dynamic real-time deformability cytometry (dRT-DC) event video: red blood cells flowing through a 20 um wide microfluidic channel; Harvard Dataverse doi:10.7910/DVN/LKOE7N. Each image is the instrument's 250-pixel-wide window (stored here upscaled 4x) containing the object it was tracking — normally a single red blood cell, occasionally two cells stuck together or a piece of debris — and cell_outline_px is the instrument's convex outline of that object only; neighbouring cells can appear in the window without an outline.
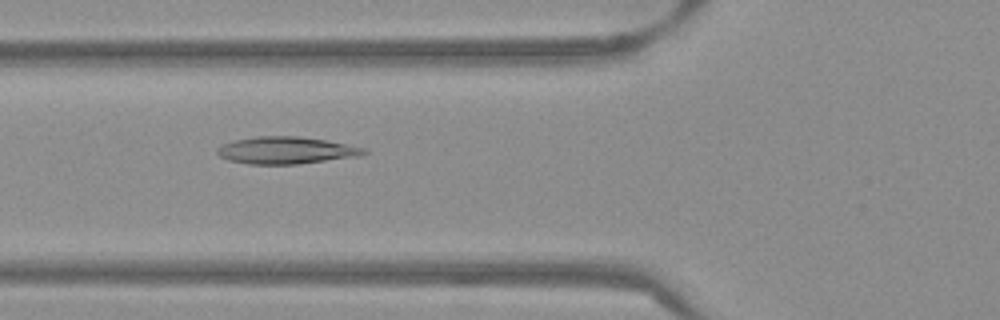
{"species": "Egyptian fruit bat (a non-hibernating species)", "species_latin": "Rousettus aegyptiacus", "temperature_condition": "warm", "stored_images_in_passage": 41, "camera_frame_rate_fps": 3000, "um_per_image_px": 0.085, "frame": {"image": 1, "passage_image": 8, "time_ms": 2.333, "image_size_px": [1000, 320], "cell_outline_px": [[368, 152], [360, 156], [296, 164], [248, 164], [228, 160], [220, 156], [216, 152], [216, 148], [220, 144], [232, 140], [256, 136], [296, 136], [324, 140], [364, 148]], "centroid_in_image_um": [24.23, 12.77], "position_along_channel_um": 101.6, "area_um2": 23.12}}
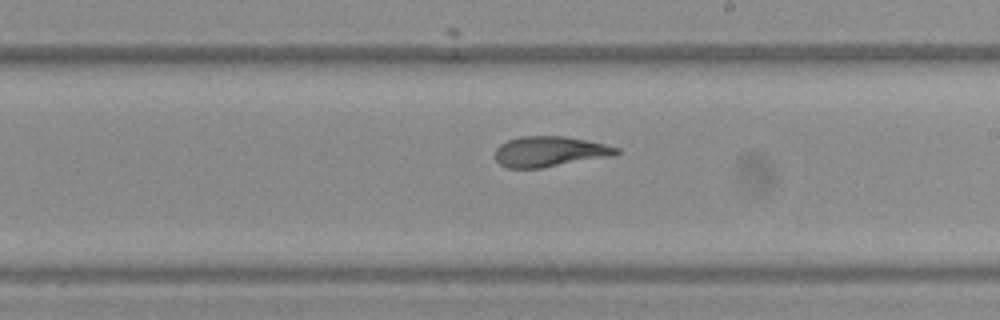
{"frame": {"image": 2, "passage_image": 19, "time_ms": 6.0, "image_size_px": [1000, 320], "cell_outline_px": [[620, 152], [616, 156], [540, 168], [508, 168], [500, 164], [496, 160], [496, 148], [500, 144], [508, 140], [520, 136], [564, 136], [588, 140], [620, 148]], "centroid_in_image_um": [46.77, 12.88], "position_along_channel_um": 242.2, "area_um2": 21.68}}
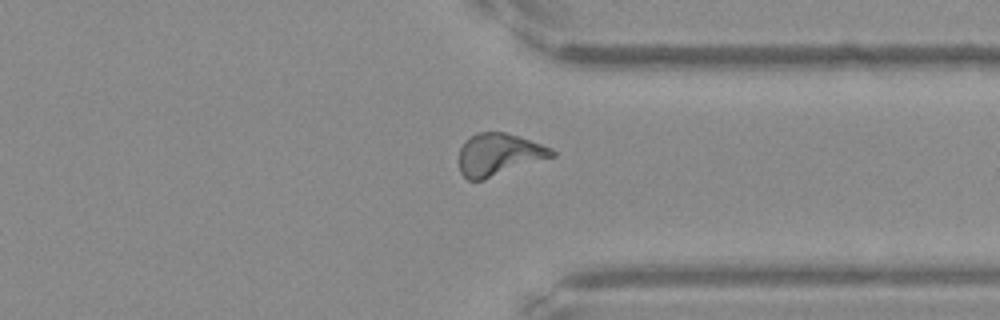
{"frame": {"image": 3, "passage_image": 29, "time_ms": 9.333, "image_size_px": [1000, 320], "cell_outline_px": [[556, 156], [484, 180], [468, 180], [460, 172], [460, 148], [464, 140], [476, 132], [504, 132], [552, 148], [556, 152]], "centroid_in_image_um": [42.39, 13.14], "position_along_channel_um": 369.0, "area_um2": 22.83}, "authors_computed_cell_mechanics": {"area_um2": 22.3108, "velocity_mm_per_s": 3.8307, "shape_relaxation_time_tau1_ms": null, "shape_relaxation_time_tau2_ms": 1.9542, "deformation_change_tau1": null, "deformation_change_tau2": 0.0869}}